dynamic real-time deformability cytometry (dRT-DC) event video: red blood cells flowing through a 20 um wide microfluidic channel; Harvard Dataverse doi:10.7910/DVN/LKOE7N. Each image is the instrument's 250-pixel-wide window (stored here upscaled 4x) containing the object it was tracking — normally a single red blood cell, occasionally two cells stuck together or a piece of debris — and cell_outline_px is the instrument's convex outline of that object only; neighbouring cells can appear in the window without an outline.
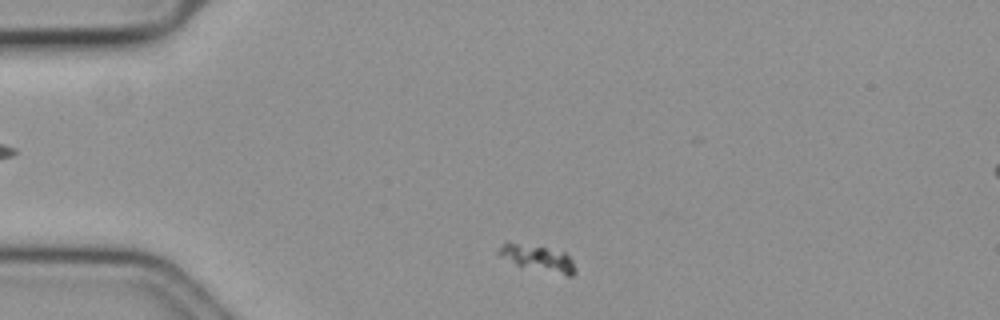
{"species": "common noctule bat (a hibernating species)", "species_latin": "Nyctalus noctula", "temperature_condition": "cold", "stored_images_in_passage": 49, "camera_frame_rate_fps": 3000, "um_per_image_px": 0.085, "animal": {"sex": "female", "body_mass_g": 19.3, "forearm_length_mm": 54.1}, "frame": {"image": 1, "passage_image": 3, "time_ms": 0.667, "image_size_px": [1000, 320], "cell_outline_px": [[576, 272], [572, 276], [568, 276], [516, 264], [500, 256], [496, 252], [500, 244], [508, 240], [564, 252], [572, 260], [576, 268]], "centroid_in_image_um": [45.67, 21.91], "position_along_channel_um": 39.3, "area_um2": 11.62}}
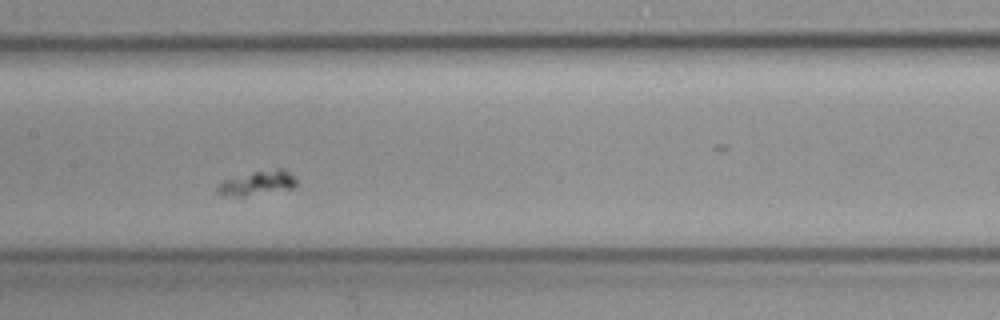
{"frame": {"image": 2, "passage_image": 19, "time_ms": 6.0, "image_size_px": [1000, 320], "cell_outline_px": [[296, 184], [292, 188], [244, 196], [220, 196], [216, 192], [216, 188], [220, 180], [252, 172], [276, 168], [284, 168], [296, 180]], "centroid_in_image_um": [21.78, 15.55], "position_along_channel_um": 185.6, "area_um2": 11.27}}
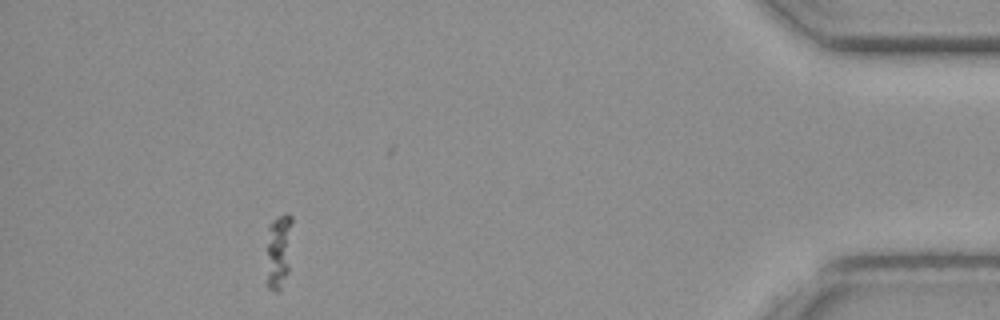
{"frame": {"image": 3, "passage_image": 44, "time_ms": 14.333, "image_size_px": [1000, 320], "cell_outline_px": [[292, 220], [288, 272], [280, 292], [276, 292], [268, 288], [268, 224], [272, 220], [288, 212], [292, 216]], "centroid_in_image_um": [23.71, 21.32], "position_along_channel_um": 411.5, "area_um2": 11.04}}